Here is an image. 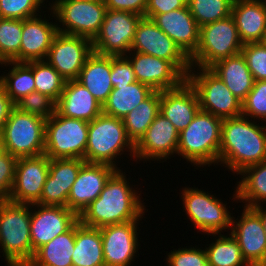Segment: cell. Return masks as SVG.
I'll use <instances>...</instances> for the list:
<instances>
[{"label":"cell","instance_id":"cell-1","mask_svg":"<svg viewBox=\"0 0 266 266\" xmlns=\"http://www.w3.org/2000/svg\"><path fill=\"white\" fill-rule=\"evenodd\" d=\"M127 180L122 170L117 169L105 184L100 196L81 213L79 221L88 227L101 228L142 220L146 212L144 202Z\"/></svg>","mask_w":266,"mask_h":266},{"label":"cell","instance_id":"cell-2","mask_svg":"<svg viewBox=\"0 0 266 266\" xmlns=\"http://www.w3.org/2000/svg\"><path fill=\"white\" fill-rule=\"evenodd\" d=\"M263 161H266V126L243 115L223 119L218 165H226L238 174Z\"/></svg>","mask_w":266,"mask_h":266},{"label":"cell","instance_id":"cell-3","mask_svg":"<svg viewBox=\"0 0 266 266\" xmlns=\"http://www.w3.org/2000/svg\"><path fill=\"white\" fill-rule=\"evenodd\" d=\"M222 118L199 110L192 122L179 133L177 154L192 166L218 164Z\"/></svg>","mask_w":266,"mask_h":266},{"label":"cell","instance_id":"cell-4","mask_svg":"<svg viewBox=\"0 0 266 266\" xmlns=\"http://www.w3.org/2000/svg\"><path fill=\"white\" fill-rule=\"evenodd\" d=\"M30 223L31 204L0 202V246L8 266H27L31 262Z\"/></svg>","mask_w":266,"mask_h":266},{"label":"cell","instance_id":"cell-5","mask_svg":"<svg viewBox=\"0 0 266 266\" xmlns=\"http://www.w3.org/2000/svg\"><path fill=\"white\" fill-rule=\"evenodd\" d=\"M127 150L135 158V145L128 138L122 119L102 112L89 122L86 163L108 164L119 169L116 158Z\"/></svg>","mask_w":266,"mask_h":266},{"label":"cell","instance_id":"cell-6","mask_svg":"<svg viewBox=\"0 0 266 266\" xmlns=\"http://www.w3.org/2000/svg\"><path fill=\"white\" fill-rule=\"evenodd\" d=\"M241 41L232 15L200 27L199 45L190 57L191 67L210 68L216 62L241 53Z\"/></svg>","mask_w":266,"mask_h":266},{"label":"cell","instance_id":"cell-7","mask_svg":"<svg viewBox=\"0 0 266 266\" xmlns=\"http://www.w3.org/2000/svg\"><path fill=\"white\" fill-rule=\"evenodd\" d=\"M45 123L43 117L21 112L15 107L1 133L2 149L17 159L44 154Z\"/></svg>","mask_w":266,"mask_h":266},{"label":"cell","instance_id":"cell-8","mask_svg":"<svg viewBox=\"0 0 266 266\" xmlns=\"http://www.w3.org/2000/svg\"><path fill=\"white\" fill-rule=\"evenodd\" d=\"M89 122L60 115L57 111L46 119L45 151L50 159L84 160Z\"/></svg>","mask_w":266,"mask_h":266},{"label":"cell","instance_id":"cell-9","mask_svg":"<svg viewBox=\"0 0 266 266\" xmlns=\"http://www.w3.org/2000/svg\"><path fill=\"white\" fill-rule=\"evenodd\" d=\"M49 4L55 22L63 26L58 25V32L90 40L98 34L107 11L104 0H55Z\"/></svg>","mask_w":266,"mask_h":266},{"label":"cell","instance_id":"cell-10","mask_svg":"<svg viewBox=\"0 0 266 266\" xmlns=\"http://www.w3.org/2000/svg\"><path fill=\"white\" fill-rule=\"evenodd\" d=\"M186 80L197 93L200 110L222 119L242 115V102L210 68L191 67Z\"/></svg>","mask_w":266,"mask_h":266},{"label":"cell","instance_id":"cell-11","mask_svg":"<svg viewBox=\"0 0 266 266\" xmlns=\"http://www.w3.org/2000/svg\"><path fill=\"white\" fill-rule=\"evenodd\" d=\"M181 194L185 213L197 230L212 236L231 230L232 213L226 208L227 203L193 187H184Z\"/></svg>","mask_w":266,"mask_h":266},{"label":"cell","instance_id":"cell-12","mask_svg":"<svg viewBox=\"0 0 266 266\" xmlns=\"http://www.w3.org/2000/svg\"><path fill=\"white\" fill-rule=\"evenodd\" d=\"M142 17L126 11L107 9L100 30L92 40L93 52L108 56L127 55Z\"/></svg>","mask_w":266,"mask_h":266},{"label":"cell","instance_id":"cell-13","mask_svg":"<svg viewBox=\"0 0 266 266\" xmlns=\"http://www.w3.org/2000/svg\"><path fill=\"white\" fill-rule=\"evenodd\" d=\"M130 51L170 61L185 77L191 69L190 58L150 18L140 19Z\"/></svg>","mask_w":266,"mask_h":266},{"label":"cell","instance_id":"cell-14","mask_svg":"<svg viewBox=\"0 0 266 266\" xmlns=\"http://www.w3.org/2000/svg\"><path fill=\"white\" fill-rule=\"evenodd\" d=\"M93 53L92 40L58 32L46 61L66 80L77 79L87 58Z\"/></svg>","mask_w":266,"mask_h":266},{"label":"cell","instance_id":"cell-15","mask_svg":"<svg viewBox=\"0 0 266 266\" xmlns=\"http://www.w3.org/2000/svg\"><path fill=\"white\" fill-rule=\"evenodd\" d=\"M78 221L79 216L68 207L31 204L30 236L33 256L40 247L69 231Z\"/></svg>","mask_w":266,"mask_h":266},{"label":"cell","instance_id":"cell-16","mask_svg":"<svg viewBox=\"0 0 266 266\" xmlns=\"http://www.w3.org/2000/svg\"><path fill=\"white\" fill-rule=\"evenodd\" d=\"M50 158L45 154L18 158L15 180L8 201L17 204H35L40 200L49 174Z\"/></svg>","mask_w":266,"mask_h":266},{"label":"cell","instance_id":"cell-17","mask_svg":"<svg viewBox=\"0 0 266 266\" xmlns=\"http://www.w3.org/2000/svg\"><path fill=\"white\" fill-rule=\"evenodd\" d=\"M241 215L236 220L232 216L230 233L250 266H266V235L260 216L245 206Z\"/></svg>","mask_w":266,"mask_h":266},{"label":"cell","instance_id":"cell-18","mask_svg":"<svg viewBox=\"0 0 266 266\" xmlns=\"http://www.w3.org/2000/svg\"><path fill=\"white\" fill-rule=\"evenodd\" d=\"M139 220L99 228L105 266H130L138 253Z\"/></svg>","mask_w":266,"mask_h":266},{"label":"cell","instance_id":"cell-19","mask_svg":"<svg viewBox=\"0 0 266 266\" xmlns=\"http://www.w3.org/2000/svg\"><path fill=\"white\" fill-rule=\"evenodd\" d=\"M128 54L125 57L130 61L137 81L154 91L177 88L186 80L170 61L135 51Z\"/></svg>","mask_w":266,"mask_h":266},{"label":"cell","instance_id":"cell-20","mask_svg":"<svg viewBox=\"0 0 266 266\" xmlns=\"http://www.w3.org/2000/svg\"><path fill=\"white\" fill-rule=\"evenodd\" d=\"M178 139L179 132L172 122L159 113L135 144V159H139V162L149 159L166 161L171 155L177 154Z\"/></svg>","mask_w":266,"mask_h":266},{"label":"cell","instance_id":"cell-21","mask_svg":"<svg viewBox=\"0 0 266 266\" xmlns=\"http://www.w3.org/2000/svg\"><path fill=\"white\" fill-rule=\"evenodd\" d=\"M117 168L108 164L85 163L68 195L67 207L78 216L99 196Z\"/></svg>","mask_w":266,"mask_h":266},{"label":"cell","instance_id":"cell-22","mask_svg":"<svg viewBox=\"0 0 266 266\" xmlns=\"http://www.w3.org/2000/svg\"><path fill=\"white\" fill-rule=\"evenodd\" d=\"M85 163L80 158L50 159L49 174L37 204L67 207L72 185Z\"/></svg>","mask_w":266,"mask_h":266},{"label":"cell","instance_id":"cell-23","mask_svg":"<svg viewBox=\"0 0 266 266\" xmlns=\"http://www.w3.org/2000/svg\"><path fill=\"white\" fill-rule=\"evenodd\" d=\"M150 19L190 58L198 48L200 27L193 18L188 5Z\"/></svg>","mask_w":266,"mask_h":266},{"label":"cell","instance_id":"cell-24","mask_svg":"<svg viewBox=\"0 0 266 266\" xmlns=\"http://www.w3.org/2000/svg\"><path fill=\"white\" fill-rule=\"evenodd\" d=\"M200 110L197 93L185 80L179 87L160 92V111L180 133Z\"/></svg>","mask_w":266,"mask_h":266},{"label":"cell","instance_id":"cell-25","mask_svg":"<svg viewBox=\"0 0 266 266\" xmlns=\"http://www.w3.org/2000/svg\"><path fill=\"white\" fill-rule=\"evenodd\" d=\"M57 33L58 23L42 19L40 14L22 20L19 62L46 60Z\"/></svg>","mask_w":266,"mask_h":266},{"label":"cell","instance_id":"cell-26","mask_svg":"<svg viewBox=\"0 0 266 266\" xmlns=\"http://www.w3.org/2000/svg\"><path fill=\"white\" fill-rule=\"evenodd\" d=\"M56 111L62 116L91 122L102 113V105L75 79L65 82Z\"/></svg>","mask_w":266,"mask_h":266},{"label":"cell","instance_id":"cell-27","mask_svg":"<svg viewBox=\"0 0 266 266\" xmlns=\"http://www.w3.org/2000/svg\"><path fill=\"white\" fill-rule=\"evenodd\" d=\"M231 15L243 42H261L266 28V7L259 0H234Z\"/></svg>","mask_w":266,"mask_h":266},{"label":"cell","instance_id":"cell-28","mask_svg":"<svg viewBox=\"0 0 266 266\" xmlns=\"http://www.w3.org/2000/svg\"><path fill=\"white\" fill-rule=\"evenodd\" d=\"M110 75L111 56L93 52L87 58L76 80L103 106L114 88Z\"/></svg>","mask_w":266,"mask_h":266},{"label":"cell","instance_id":"cell-29","mask_svg":"<svg viewBox=\"0 0 266 266\" xmlns=\"http://www.w3.org/2000/svg\"><path fill=\"white\" fill-rule=\"evenodd\" d=\"M210 69L241 102L253 88L255 80L242 53L222 59Z\"/></svg>","mask_w":266,"mask_h":266},{"label":"cell","instance_id":"cell-30","mask_svg":"<svg viewBox=\"0 0 266 266\" xmlns=\"http://www.w3.org/2000/svg\"><path fill=\"white\" fill-rule=\"evenodd\" d=\"M73 266H105L102 236L99 228L75 224Z\"/></svg>","mask_w":266,"mask_h":266},{"label":"cell","instance_id":"cell-31","mask_svg":"<svg viewBox=\"0 0 266 266\" xmlns=\"http://www.w3.org/2000/svg\"><path fill=\"white\" fill-rule=\"evenodd\" d=\"M154 90L138 81L129 85L115 86L102 106L104 114L123 119Z\"/></svg>","mask_w":266,"mask_h":266},{"label":"cell","instance_id":"cell-32","mask_svg":"<svg viewBox=\"0 0 266 266\" xmlns=\"http://www.w3.org/2000/svg\"><path fill=\"white\" fill-rule=\"evenodd\" d=\"M237 175L243 177L237 182L233 199L241 200L245 207L250 208L266 203V161L250 165Z\"/></svg>","mask_w":266,"mask_h":266},{"label":"cell","instance_id":"cell-33","mask_svg":"<svg viewBox=\"0 0 266 266\" xmlns=\"http://www.w3.org/2000/svg\"><path fill=\"white\" fill-rule=\"evenodd\" d=\"M75 225L40 247L27 266H73Z\"/></svg>","mask_w":266,"mask_h":266},{"label":"cell","instance_id":"cell-34","mask_svg":"<svg viewBox=\"0 0 266 266\" xmlns=\"http://www.w3.org/2000/svg\"><path fill=\"white\" fill-rule=\"evenodd\" d=\"M160 111V92L154 91L147 99L139 103L122 120L128 138L135 145L145 134Z\"/></svg>","mask_w":266,"mask_h":266},{"label":"cell","instance_id":"cell-35","mask_svg":"<svg viewBox=\"0 0 266 266\" xmlns=\"http://www.w3.org/2000/svg\"><path fill=\"white\" fill-rule=\"evenodd\" d=\"M1 66L11 65L10 71L0 75V85L6 94L16 103L22 97L35 91V80L32 71V61L29 62H4Z\"/></svg>","mask_w":266,"mask_h":266},{"label":"cell","instance_id":"cell-36","mask_svg":"<svg viewBox=\"0 0 266 266\" xmlns=\"http://www.w3.org/2000/svg\"><path fill=\"white\" fill-rule=\"evenodd\" d=\"M208 266H250L242 255L237 240L229 233V237L219 233L215 242L205 248Z\"/></svg>","mask_w":266,"mask_h":266},{"label":"cell","instance_id":"cell-37","mask_svg":"<svg viewBox=\"0 0 266 266\" xmlns=\"http://www.w3.org/2000/svg\"><path fill=\"white\" fill-rule=\"evenodd\" d=\"M35 91L59 100L66 80L46 61H32Z\"/></svg>","mask_w":266,"mask_h":266},{"label":"cell","instance_id":"cell-38","mask_svg":"<svg viewBox=\"0 0 266 266\" xmlns=\"http://www.w3.org/2000/svg\"><path fill=\"white\" fill-rule=\"evenodd\" d=\"M22 19L0 18V63L19 62Z\"/></svg>","mask_w":266,"mask_h":266},{"label":"cell","instance_id":"cell-39","mask_svg":"<svg viewBox=\"0 0 266 266\" xmlns=\"http://www.w3.org/2000/svg\"><path fill=\"white\" fill-rule=\"evenodd\" d=\"M234 0H187V5L199 27L231 15Z\"/></svg>","mask_w":266,"mask_h":266},{"label":"cell","instance_id":"cell-40","mask_svg":"<svg viewBox=\"0 0 266 266\" xmlns=\"http://www.w3.org/2000/svg\"><path fill=\"white\" fill-rule=\"evenodd\" d=\"M56 103L50 96L34 91L17 101L15 107L21 112L48 119L56 112Z\"/></svg>","mask_w":266,"mask_h":266},{"label":"cell","instance_id":"cell-41","mask_svg":"<svg viewBox=\"0 0 266 266\" xmlns=\"http://www.w3.org/2000/svg\"><path fill=\"white\" fill-rule=\"evenodd\" d=\"M242 115L254 121L266 122V80L254 82L252 90L242 102Z\"/></svg>","mask_w":266,"mask_h":266},{"label":"cell","instance_id":"cell-42","mask_svg":"<svg viewBox=\"0 0 266 266\" xmlns=\"http://www.w3.org/2000/svg\"><path fill=\"white\" fill-rule=\"evenodd\" d=\"M45 0H0V18L28 19L37 16Z\"/></svg>","mask_w":266,"mask_h":266},{"label":"cell","instance_id":"cell-43","mask_svg":"<svg viewBox=\"0 0 266 266\" xmlns=\"http://www.w3.org/2000/svg\"><path fill=\"white\" fill-rule=\"evenodd\" d=\"M241 53L254 80H266V45L262 42L245 43Z\"/></svg>","mask_w":266,"mask_h":266},{"label":"cell","instance_id":"cell-44","mask_svg":"<svg viewBox=\"0 0 266 266\" xmlns=\"http://www.w3.org/2000/svg\"><path fill=\"white\" fill-rule=\"evenodd\" d=\"M166 257L167 266H208L206 250L200 248H178L171 250Z\"/></svg>","mask_w":266,"mask_h":266},{"label":"cell","instance_id":"cell-45","mask_svg":"<svg viewBox=\"0 0 266 266\" xmlns=\"http://www.w3.org/2000/svg\"><path fill=\"white\" fill-rule=\"evenodd\" d=\"M17 158L9 152L0 150V202L8 201L14 180Z\"/></svg>","mask_w":266,"mask_h":266},{"label":"cell","instance_id":"cell-46","mask_svg":"<svg viewBox=\"0 0 266 266\" xmlns=\"http://www.w3.org/2000/svg\"><path fill=\"white\" fill-rule=\"evenodd\" d=\"M111 82L113 87L137 81L130 61L125 56H111Z\"/></svg>","mask_w":266,"mask_h":266},{"label":"cell","instance_id":"cell-47","mask_svg":"<svg viewBox=\"0 0 266 266\" xmlns=\"http://www.w3.org/2000/svg\"><path fill=\"white\" fill-rule=\"evenodd\" d=\"M108 10L126 11L144 17L148 0H104Z\"/></svg>","mask_w":266,"mask_h":266},{"label":"cell","instance_id":"cell-48","mask_svg":"<svg viewBox=\"0 0 266 266\" xmlns=\"http://www.w3.org/2000/svg\"><path fill=\"white\" fill-rule=\"evenodd\" d=\"M187 5V0H148L144 17L150 18L153 15L163 14L183 8Z\"/></svg>","mask_w":266,"mask_h":266},{"label":"cell","instance_id":"cell-49","mask_svg":"<svg viewBox=\"0 0 266 266\" xmlns=\"http://www.w3.org/2000/svg\"><path fill=\"white\" fill-rule=\"evenodd\" d=\"M15 108V103L6 94L5 89L0 85V134L11 111Z\"/></svg>","mask_w":266,"mask_h":266},{"label":"cell","instance_id":"cell-50","mask_svg":"<svg viewBox=\"0 0 266 266\" xmlns=\"http://www.w3.org/2000/svg\"><path fill=\"white\" fill-rule=\"evenodd\" d=\"M252 209L260 216L266 235V208H264L262 205H258L253 207Z\"/></svg>","mask_w":266,"mask_h":266},{"label":"cell","instance_id":"cell-51","mask_svg":"<svg viewBox=\"0 0 266 266\" xmlns=\"http://www.w3.org/2000/svg\"><path fill=\"white\" fill-rule=\"evenodd\" d=\"M261 42L266 45V28H265L264 37Z\"/></svg>","mask_w":266,"mask_h":266},{"label":"cell","instance_id":"cell-52","mask_svg":"<svg viewBox=\"0 0 266 266\" xmlns=\"http://www.w3.org/2000/svg\"><path fill=\"white\" fill-rule=\"evenodd\" d=\"M266 7V0H259Z\"/></svg>","mask_w":266,"mask_h":266},{"label":"cell","instance_id":"cell-53","mask_svg":"<svg viewBox=\"0 0 266 266\" xmlns=\"http://www.w3.org/2000/svg\"><path fill=\"white\" fill-rule=\"evenodd\" d=\"M2 149V141H1V134H0V150Z\"/></svg>","mask_w":266,"mask_h":266}]
</instances>
